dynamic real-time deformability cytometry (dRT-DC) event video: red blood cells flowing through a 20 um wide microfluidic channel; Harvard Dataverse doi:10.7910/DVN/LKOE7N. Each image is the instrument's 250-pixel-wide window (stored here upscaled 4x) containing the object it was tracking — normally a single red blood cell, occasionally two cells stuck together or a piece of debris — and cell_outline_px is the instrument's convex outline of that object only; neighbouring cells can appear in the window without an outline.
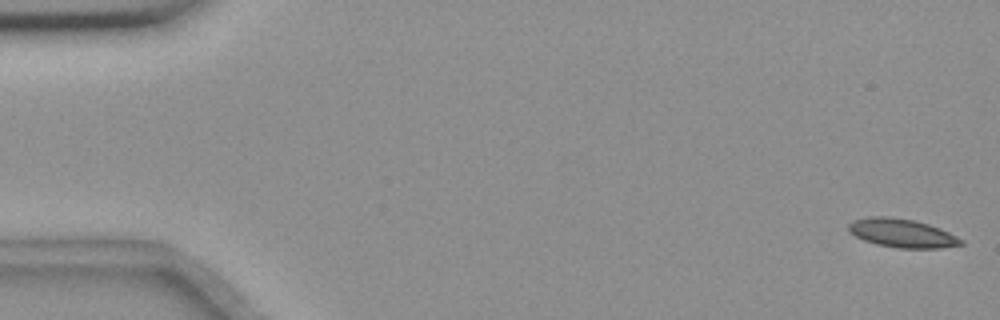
{"species": "common noctule bat (a hibernating species)", "species_latin": "Nyctalus noctula", "temperature_condition": "room temperature", "stored_images_in_passage": 57, "camera_frame_rate_fps": 3000, "um_per_image_px": 0.085, "animal": {"sex": "female", "body_mass_g": 18.4}, "frame": {"image": 1, "passage_image": 1, "time_ms": 0.0, "image_size_px": [1000, 320], "cell_outline_px": [[964, 244], [940, 248], [900, 248], [876, 244], [864, 240], [856, 236], [848, 228], [848, 224], [852, 220], [868, 216], [888, 216], [912, 220], [928, 224], [940, 228], [964, 240]], "centroid_in_image_um": [76.67, 19.81], "position_along_channel_um": 8.3, "area_um2": 18.67}}
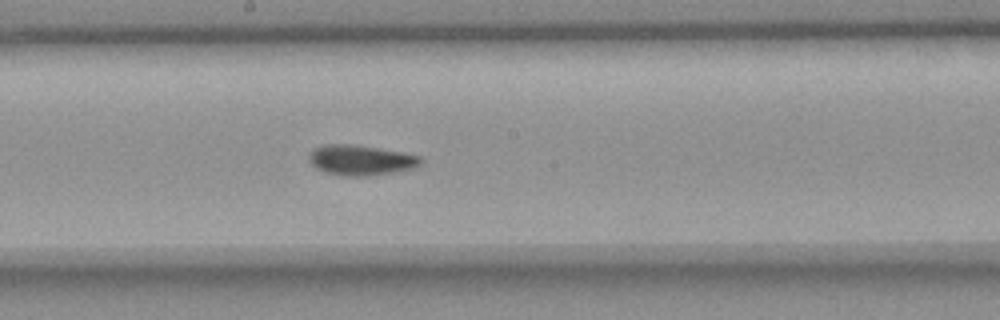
{"frame": {"image": 2, "passage_image": 30, "time_ms": 9.667, "image_size_px": [1000, 320], "cell_outline_px": [[424, 160], [416, 168], [396, 172], [372, 176], [340, 176], [316, 168], [312, 164], [308, 156], [316, 148], [324, 144], [352, 144], [404, 152], [420, 156]], "centroid_in_image_um": [30.73, 13.62], "position_along_channel_um": 217.5, "area_um2": 19.83}}
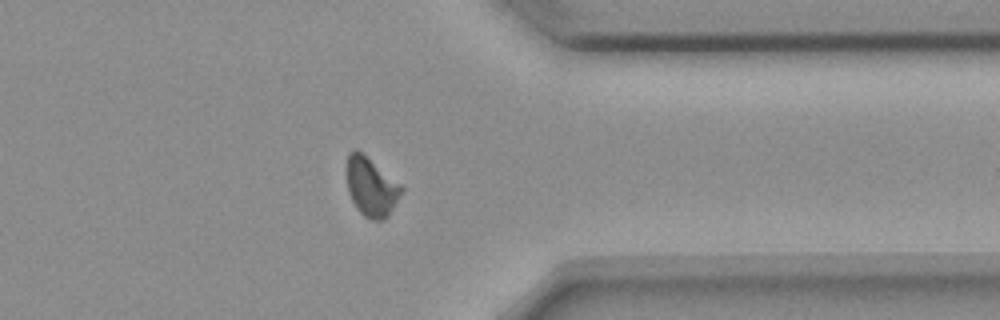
{"frame": {"image": 3, "passage_image": 44, "time_ms": 14.333, "image_size_px": [1000, 320], "cell_outline_px": [[404, 188], [388, 216], [384, 220], [372, 220], [364, 216], [356, 208], [348, 192], [348, 152], [352, 148], [356, 148], [400, 184]], "centroid_in_image_um": [31.54, 15.9], "position_along_channel_um": 379.9, "area_um2": 18.38}, "authors_computed_cell_mechanics": {"area_um2": 18.4382, "velocity_mm_per_s": 3.6398, "shape_relaxation_time_tau1_ms": null, "shape_relaxation_time_tau2_ms": 2.1677, "deformation_change_tau1": null, "deformation_change_tau2": 0.0671}}